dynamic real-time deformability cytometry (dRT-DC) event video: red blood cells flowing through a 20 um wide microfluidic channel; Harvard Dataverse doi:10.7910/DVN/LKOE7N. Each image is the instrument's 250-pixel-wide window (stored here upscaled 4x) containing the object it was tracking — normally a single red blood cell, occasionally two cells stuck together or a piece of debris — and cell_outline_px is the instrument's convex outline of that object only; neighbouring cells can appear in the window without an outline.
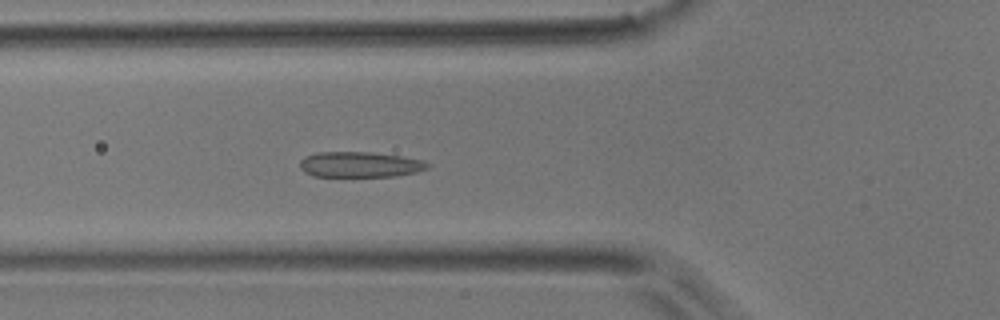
{"species": "common noctule bat (a hibernating species)", "species_latin": "Nyctalus noctula", "temperature_condition": "room temperature", "stored_images_in_passage": 50, "camera_frame_rate_fps": 3000, "um_per_image_px": 0.085, "animal": {"sex": "male", "body_mass_g": 17.9}, "frame": {"image": 1, "passage_image": 17, "time_ms": 5.333, "image_size_px": [1000, 320], "cell_outline_px": [[432, 164], [428, 168], [416, 172], [396, 176], [312, 176], [304, 172], [300, 168], [300, 160], [304, 156], [316, 152], [372, 152], [400, 156], [424, 160]], "centroid_in_image_um": [30.59, 13.98], "position_along_channel_um": 95.2, "area_um2": 19.13}}
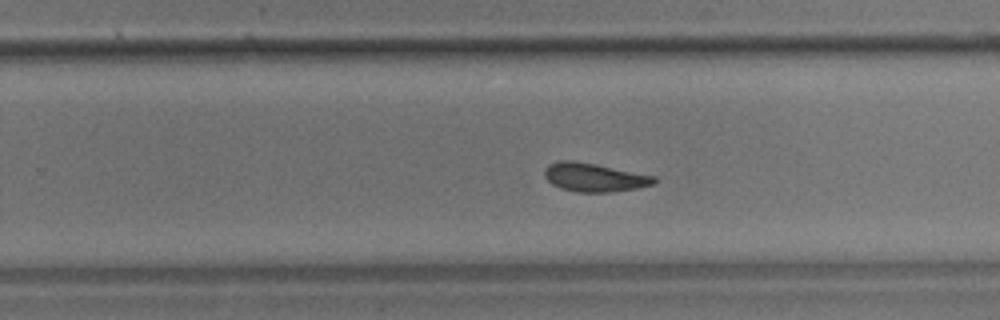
{"frame": {"image": 2, "passage_image": 31, "time_ms": 10.0, "image_size_px": [1000, 320], "cell_outline_px": [[656, 184], [636, 188], [612, 192], [576, 192], [560, 188], [552, 184], [544, 176], [544, 168], [548, 164], [556, 160], [572, 160], [596, 164], [656, 176]], "centroid_in_image_um": [50.49, 15.07], "position_along_channel_um": 279.3, "area_um2": 18.44}}
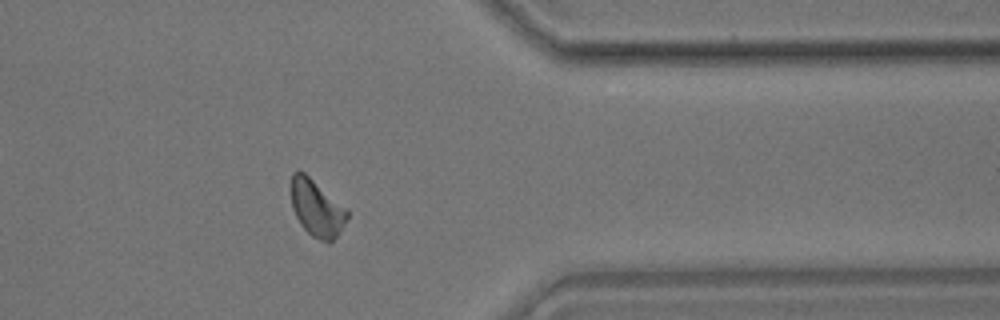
{"frame": {"image": 3, "passage_image": 40, "time_ms": 13.0, "image_size_px": [1000, 320], "cell_outline_px": [[348, 216], [344, 224], [336, 236], [328, 244], [312, 236], [300, 224], [292, 208], [292, 172], [304, 172], [348, 208]], "centroid_in_image_um": [26.94, 17.7], "position_along_channel_um": 384.5, "area_um2": 18.38}, "authors_computed_cell_mechanics": {"area_um2": 18.4382, "velocity_mm_per_s": 3.9421, "shape_relaxation_time_tau1_ms": 6.7213, "shape_relaxation_time_tau2_ms": 2.0766, "deformation_change_tau1": 0.1419, "deformation_change_tau2": 0.0837}}